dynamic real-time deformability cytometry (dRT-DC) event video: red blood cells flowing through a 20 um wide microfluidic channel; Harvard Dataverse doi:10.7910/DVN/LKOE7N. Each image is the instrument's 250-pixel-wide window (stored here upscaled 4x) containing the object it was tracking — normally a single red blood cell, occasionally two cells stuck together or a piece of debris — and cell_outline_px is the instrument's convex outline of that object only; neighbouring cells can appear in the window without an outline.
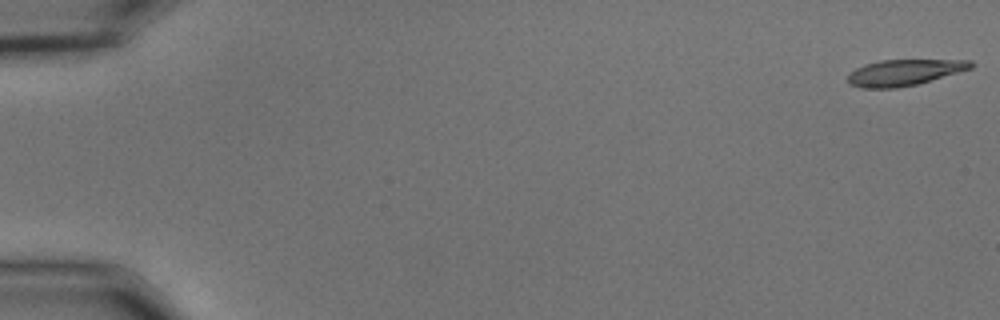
{"species": "common noctule bat (a hibernating species)", "species_latin": "Nyctalus noctula", "temperature_condition": "cold", "stored_images_in_passage": 16, "camera_frame_rate_fps": 3000, "um_per_image_px": 0.085, "animal": {"sex": "male", "body_mass_g": 15.6}, "frame": {"image": 1, "passage_image": 1, "time_ms": 0.0, "image_size_px": [1000, 320], "cell_outline_px": [[976, 64], [972, 68], [916, 84], [896, 88], [860, 88], [848, 84], [848, 72], [864, 64], [880, 60], [972, 60]], "centroid_in_image_um": [76.82, 6.16], "position_along_channel_um": 8.2, "area_um2": 18.73}}
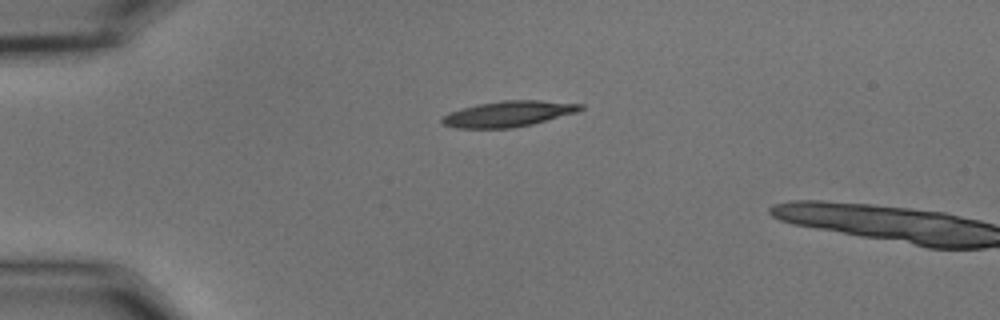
{"frame": {"image": 2, "passage_image": 14, "time_ms": 4.333, "image_size_px": [1000, 320], "cell_outline_px": [[584, 108], [576, 112], [532, 124], [512, 128], [456, 128], [444, 124], [440, 120], [448, 112], [460, 108], [476, 104], [500, 100], [540, 100], [584, 104]], "centroid_in_image_um": [43.19, 9.66], "position_along_channel_um": 41.8, "area_um2": 20.81}}